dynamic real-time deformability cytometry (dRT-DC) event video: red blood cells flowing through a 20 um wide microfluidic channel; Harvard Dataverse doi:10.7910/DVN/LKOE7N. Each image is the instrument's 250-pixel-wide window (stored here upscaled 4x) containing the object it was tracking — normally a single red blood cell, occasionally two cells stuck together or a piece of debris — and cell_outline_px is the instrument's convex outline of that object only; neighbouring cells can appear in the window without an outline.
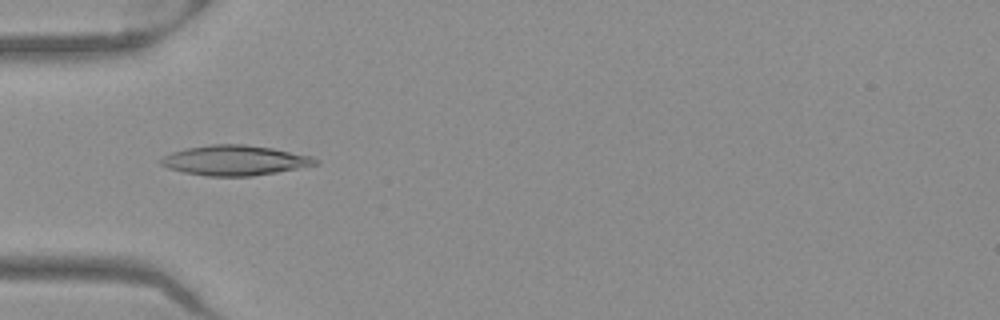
{"species": "Egyptian fruit bat (a non-hibernating species)", "species_latin": "Rousettus aegyptiacus", "temperature_condition": "warm", "stored_images_in_passage": 42, "camera_frame_rate_fps": 3000, "um_per_image_px": 0.085, "frame": {"image": 1, "passage_image": 7, "time_ms": 2.0, "image_size_px": [1000, 320], "cell_outline_px": [[320, 164], [276, 172], [252, 176], [208, 176], [184, 172], [168, 168], [160, 164], [156, 160], [172, 152], [184, 148], [212, 144], [244, 144], [272, 148], [312, 156], [320, 160]], "centroid_in_image_um": [19.95, 13.62], "position_along_channel_um": 65.1, "area_um2": 27.17}}
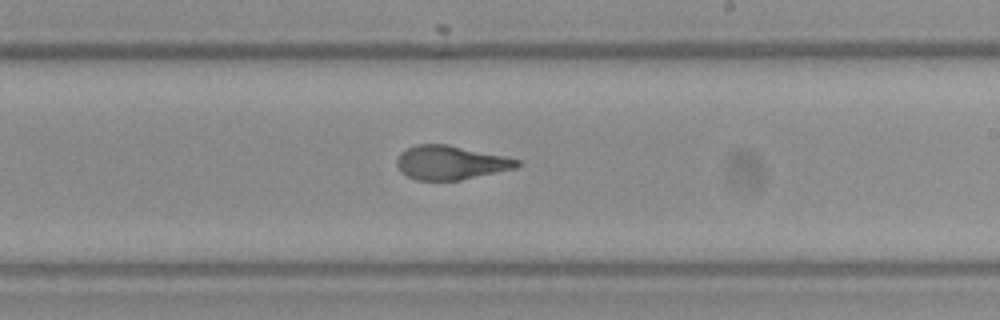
{"frame": {"image": 2, "passage_image": 21, "time_ms": 6.667, "image_size_px": [1000, 320], "cell_outline_px": [[524, 164], [516, 168], [460, 180], [416, 180], [400, 172], [396, 164], [396, 156], [400, 152], [416, 144], [448, 144], [504, 156], [520, 160]], "centroid_in_image_um": [38.29, 13.82], "position_along_channel_um": 250.7, "area_um2": 23.93}}
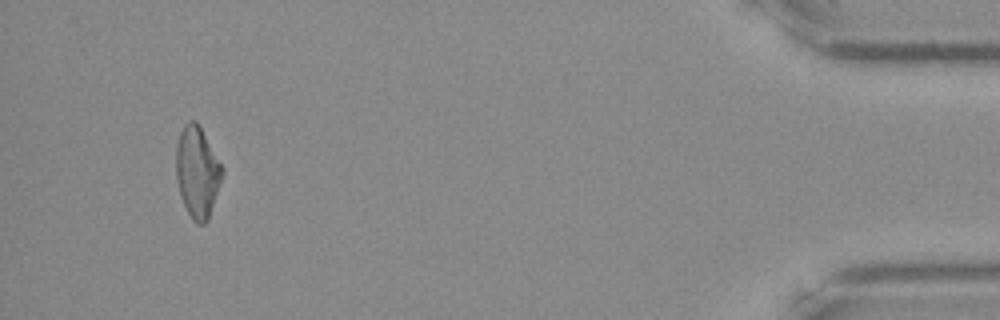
{"frame": {"image": 3, "passage_image": 39, "time_ms": 12.667, "image_size_px": [1000, 320], "cell_outline_px": [[224, 172], [208, 220], [204, 224], [196, 224], [192, 220], [180, 196], [176, 180], [176, 144], [180, 132], [184, 124], [188, 120], [196, 120], [224, 168]], "centroid_in_image_um": [16.76, 14.62], "position_along_channel_um": 418.4, "area_um2": 24.62}, "authors_computed_cell_mechanics": {"area_um2": 24.5072, "velocity_mm_per_s": 3.9854, "shape_relaxation_time_tau1_ms": 6.7558, "shape_relaxation_time_tau2_ms": 1.0623, "deformation_change_tau1": 0.2331, "deformation_change_tau2": 0.0679}}